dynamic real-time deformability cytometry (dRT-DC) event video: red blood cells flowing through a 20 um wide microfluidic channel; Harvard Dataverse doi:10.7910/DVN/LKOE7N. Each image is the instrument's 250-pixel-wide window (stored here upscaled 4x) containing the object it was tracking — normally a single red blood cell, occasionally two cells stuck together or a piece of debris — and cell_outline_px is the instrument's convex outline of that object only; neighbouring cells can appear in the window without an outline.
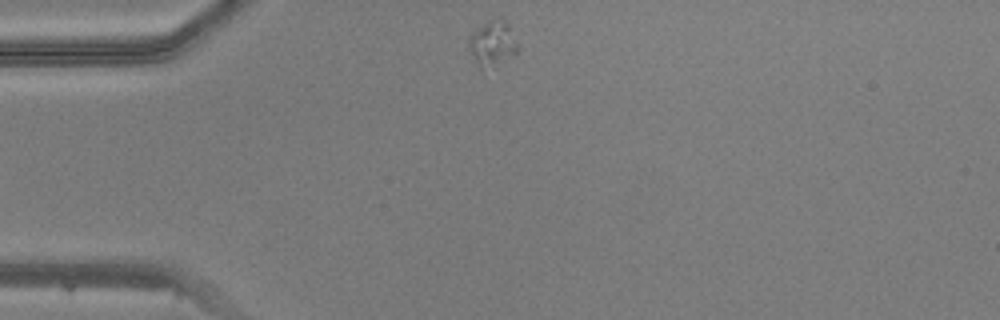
{"species": "common noctule bat (a hibernating species)", "species_latin": "Nyctalus noctula", "temperature_condition": "warm", "stored_images_in_passage": 41, "camera_frame_rate_fps": 3000, "um_per_image_px": 0.085, "animal": {"sex": "male", "body_mass_g": 20.5, "forearm_length_mm": 52.5}, "frame": {"image": 1, "passage_image": 1, "time_ms": 0.0, "image_size_px": [1000, 320], "cell_outline_px": [[516, 52], [480, 72], [468, 48], [468, 40], [488, 20], [504, 20], [508, 24], [516, 44]], "centroid_in_image_um": [41.8, 3.73], "position_along_channel_um": 43.2, "area_um2": 12.08}}
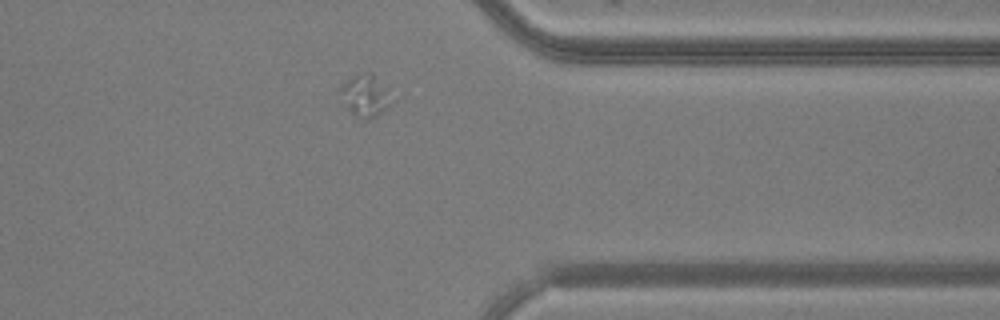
{"frame": {"image": 2, "passage_image": 30, "time_ms": 9.667, "image_size_px": [1000, 320], "cell_outline_px": [[388, 104], [376, 116], [368, 120], [364, 120], [356, 116], [344, 104], [340, 92], [340, 88], [352, 76], [368, 72], [372, 72]], "centroid_in_image_um": [30.89, 8.16], "position_along_channel_um": 380.5, "area_um2": 11.1}}
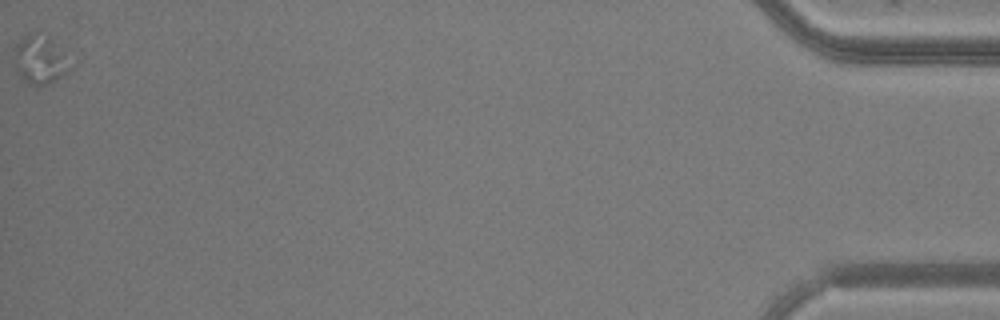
{"frame": {"image": 3, "passage_image": 41, "time_ms": 13.333, "image_size_px": [1000, 320], "cell_outline_px": [[64, 72], [56, 80], [40, 88], [28, 84], [20, 76], [16, 68], [12, 48], [24, 36], [32, 32], [36, 32], [48, 36], [52, 44]], "centroid_in_image_um": [3.14, 5.11], "position_along_channel_um": 432.1, "area_um2": 14.28}}